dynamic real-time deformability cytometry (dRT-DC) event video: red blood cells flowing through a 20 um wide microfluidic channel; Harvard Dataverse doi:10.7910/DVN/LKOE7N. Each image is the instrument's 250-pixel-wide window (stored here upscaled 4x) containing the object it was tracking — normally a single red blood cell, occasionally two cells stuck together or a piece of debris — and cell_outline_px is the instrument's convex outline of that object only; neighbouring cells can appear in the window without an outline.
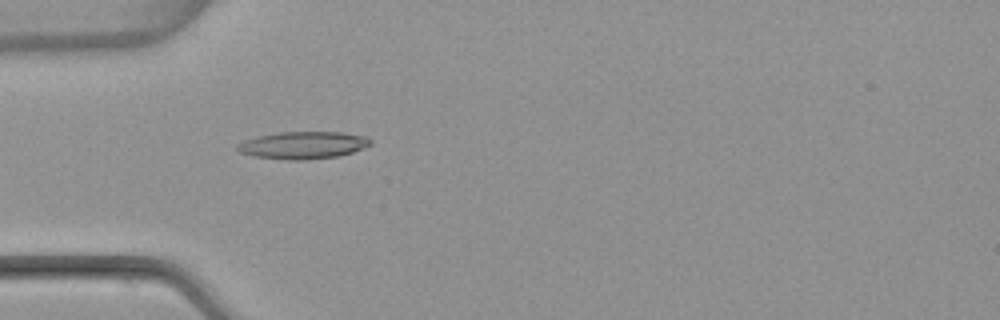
{"species": "common noctule bat (a hibernating species)", "species_latin": "Nyctalus noctula", "temperature_condition": "warm", "stored_images_in_passage": 4, "camera_frame_rate_fps": 3000, "um_per_image_px": 0.085, "animal": {"sex": "female", "body_mass_g": 22.7, "forearm_length_mm": 54.2}, "frame": {"image": 1, "passage_image": 4, "time_ms": 4.333, "image_size_px": [1000, 320], "cell_outline_px": [[372, 144], [364, 148], [340, 156], [304, 160], [288, 160], [252, 156], [240, 152], [236, 148], [236, 144], [244, 140], [256, 136], [280, 132], [340, 132], [364, 136], [372, 140]], "centroid_in_image_um": [25.74, 12.34], "position_along_channel_um": 59.3, "area_um2": 21.33}}